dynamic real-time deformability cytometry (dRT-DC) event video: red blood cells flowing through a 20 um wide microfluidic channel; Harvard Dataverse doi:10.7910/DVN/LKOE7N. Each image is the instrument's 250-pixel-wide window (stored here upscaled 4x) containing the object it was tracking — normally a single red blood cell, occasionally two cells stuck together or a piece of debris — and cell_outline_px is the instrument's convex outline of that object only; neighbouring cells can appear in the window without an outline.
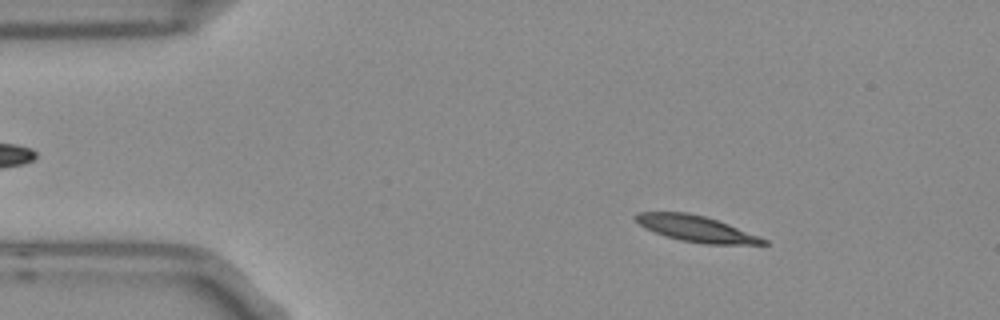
{"species": "Egyptian fruit bat (a non-hibernating species)", "species_latin": "Rousettus aegyptiacus", "temperature_condition": "room temperature", "stored_images_in_passage": 5, "camera_frame_rate_fps": 3000, "um_per_image_px": 0.085, "frame": {"image": 1, "passage_image": 3, "time_ms": 0.667, "image_size_px": [1000, 320], "cell_outline_px": [[768, 244], [704, 244], [680, 240], [656, 232], [640, 224], [632, 216], [636, 212], [688, 212], [704, 216], [728, 224], [768, 240]], "centroid_in_image_um": [59.16, 19.43], "position_along_channel_um": 25.8, "area_um2": 19.02}}
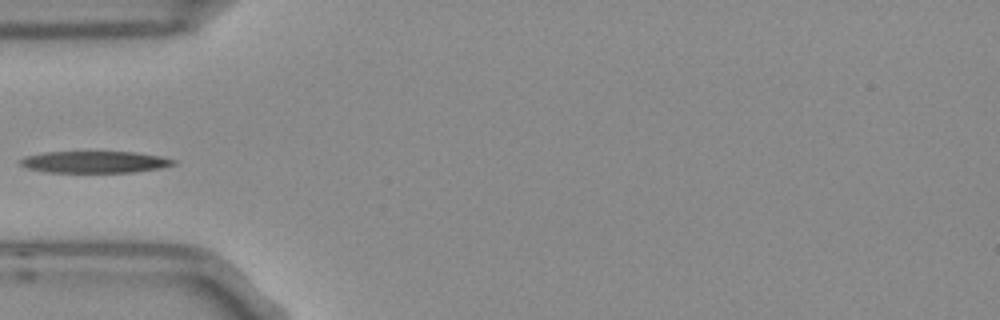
{"frame": {"image": 2, "passage_image": 5, "time_ms": 1.333, "image_size_px": [1000, 320], "cell_outline_px": [[176, 164], [160, 168], [132, 172], [44, 172], [28, 168], [20, 164], [20, 160], [28, 156], [44, 152], [132, 152], [160, 156], [176, 160]], "centroid_in_image_um": [8.07, 13.77], "position_along_channel_um": 76.9, "area_um2": 19.19}}